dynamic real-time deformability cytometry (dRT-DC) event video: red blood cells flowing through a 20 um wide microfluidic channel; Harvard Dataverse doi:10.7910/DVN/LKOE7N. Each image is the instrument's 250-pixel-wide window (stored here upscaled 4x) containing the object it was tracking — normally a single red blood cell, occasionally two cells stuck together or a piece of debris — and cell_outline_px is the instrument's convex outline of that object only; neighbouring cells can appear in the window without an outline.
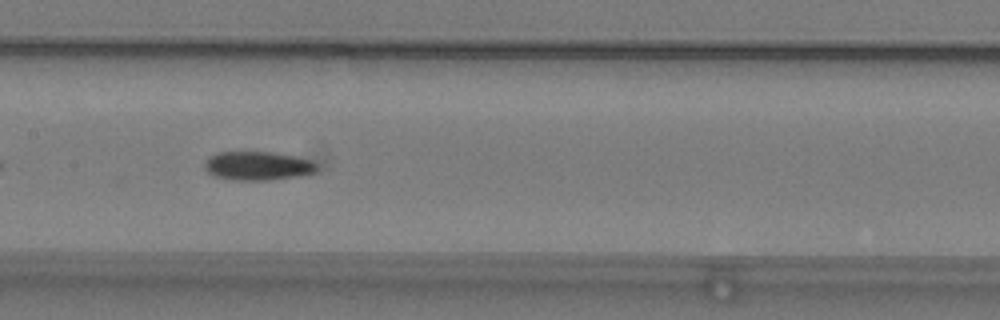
{"species": "common noctule bat (a hibernating species)", "species_latin": "Nyctalus noctula", "temperature_condition": "warm", "stored_images_in_passage": 40, "camera_frame_rate_fps": 3000, "um_per_image_px": 0.085, "animal": {"sex": "male", "body_mass_g": 19.2, "forearm_length_mm": 51.8}, "frame": {"image": 1, "passage_image": 12, "time_ms": 3.667, "image_size_px": [1000, 320], "cell_outline_px": [[316, 168], [312, 172], [296, 176], [268, 180], [236, 180], [216, 176], [208, 172], [204, 168], [204, 164], [216, 152], [272, 152], [296, 156], [312, 160], [316, 164]], "centroid_in_image_um": [21.9, 14.08], "position_along_channel_um": 185.5, "area_um2": 18.5}, "authors_computed_cell_mechanics": {"area_um2": 18.4671, "velocity_mm_per_s": 3.7872, "shape_relaxation_time_tau1_ms": 4.6381, "shape_relaxation_time_tau2_ms": null, "deformation_change_tau1": 0.1457, "deformation_change_tau2": null}}